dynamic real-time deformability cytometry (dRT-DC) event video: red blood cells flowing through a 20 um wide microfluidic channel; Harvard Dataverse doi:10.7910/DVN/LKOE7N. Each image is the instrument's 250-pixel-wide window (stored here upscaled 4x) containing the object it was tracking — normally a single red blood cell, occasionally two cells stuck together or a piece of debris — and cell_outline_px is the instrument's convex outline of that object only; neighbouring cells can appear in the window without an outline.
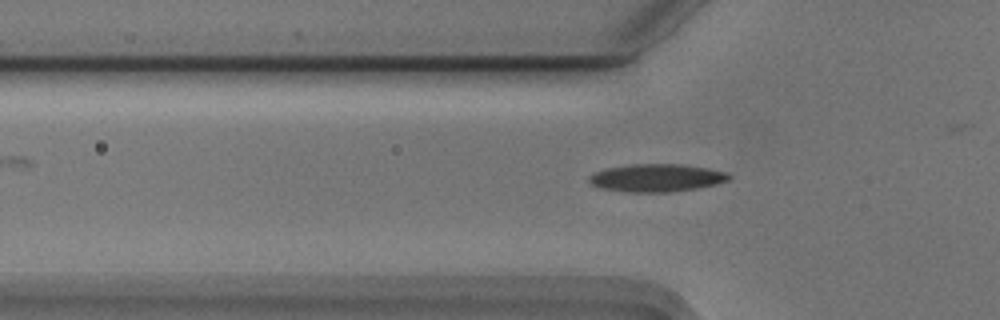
{"species": "Egyptian fruit bat (a non-hibernating species)", "species_latin": "Rousettus aegyptiacus", "temperature_condition": "cold", "stored_images_in_passage": 34, "camera_frame_rate_fps": 3000, "um_per_image_px": 0.085, "animal": {"sex": "male"}, "frame": {"image": 1, "passage_image": 2, "time_ms": 0.333, "image_size_px": [1000, 320], "cell_outline_px": [[732, 180], [716, 184], [696, 188], [672, 192], [624, 192], [600, 188], [588, 184], [588, 176], [592, 172], [604, 168], [632, 164], [680, 164], [708, 168], [728, 172], [732, 176]], "centroid_in_image_um": [55.78, 15.12], "position_along_channel_um": 70.0, "area_um2": 23.12}}
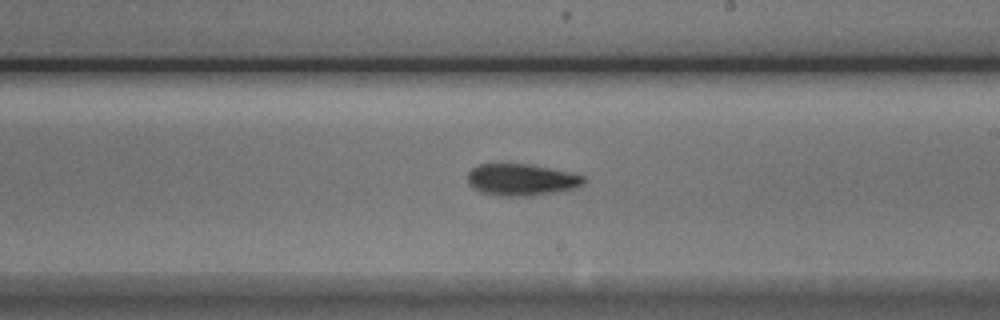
{"frame": {"image": 2, "passage_image": 16, "time_ms": 5.0, "image_size_px": [1000, 320], "cell_outline_px": [[584, 184], [576, 188], [556, 192], [532, 196], [500, 196], [484, 192], [472, 188], [468, 184], [468, 172], [472, 168], [480, 164], [500, 160], [532, 164], [568, 172], [584, 176]], "centroid_in_image_um": [44.27, 15.23], "position_along_channel_um": 244.7, "area_um2": 22.25}}
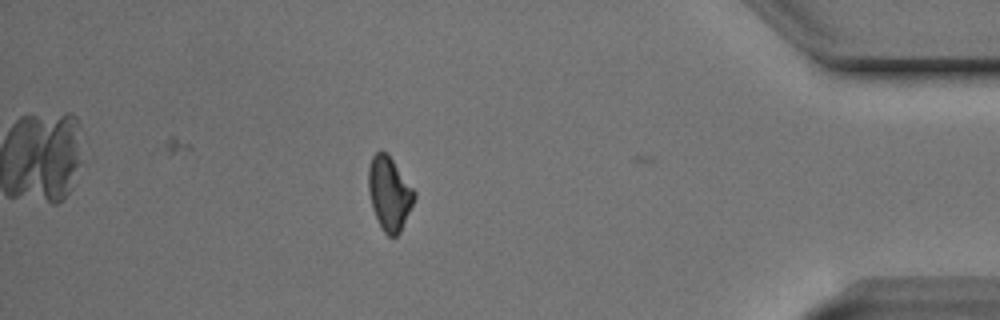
{"frame": {"image": 3, "passage_image": 32, "time_ms": 10.333, "image_size_px": [1000, 320], "cell_outline_px": [[416, 196], [400, 232], [396, 236], [388, 236], [384, 232], [372, 208], [368, 188], [368, 168], [372, 156], [376, 152], [384, 152], [392, 160], [416, 192]], "centroid_in_image_um": [33.08, 16.46], "position_along_channel_um": 402.1, "area_um2": 19.25}, "authors_computed_cell_mechanics": {"area_um2": 20.7213, "velocity_mm_per_s": 3.7426, "shape_relaxation_time_tau1_ms": 2.9297, "shape_relaxation_time_tau2_ms": null, "deformation_change_tau1": 0.1304, "deformation_change_tau2": null}}